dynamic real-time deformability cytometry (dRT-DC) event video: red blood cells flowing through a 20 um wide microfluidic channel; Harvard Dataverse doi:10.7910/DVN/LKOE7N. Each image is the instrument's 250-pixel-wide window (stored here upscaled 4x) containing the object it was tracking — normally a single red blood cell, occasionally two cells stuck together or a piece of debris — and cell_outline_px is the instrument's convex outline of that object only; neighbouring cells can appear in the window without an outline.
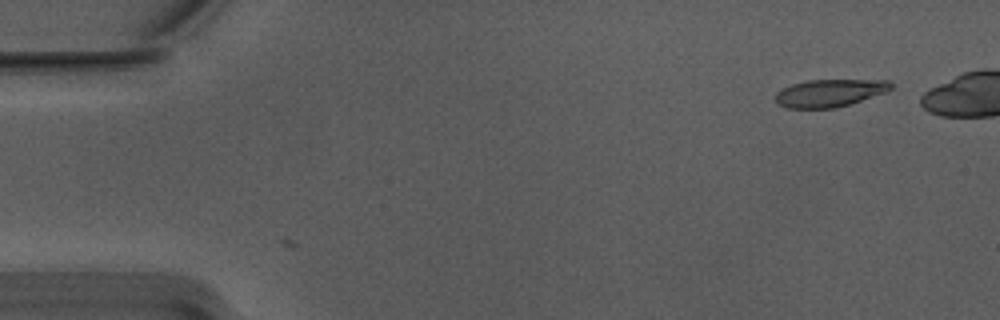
{"species": "Egyptian fruit bat (a non-hibernating species)", "species_latin": "Rousettus aegyptiacus", "temperature_condition": "warm", "stored_images_in_passage": 2, "camera_frame_rate_fps": 3000, "um_per_image_px": 0.085, "animal": {"sex": "male"}, "frame": {"image": 1, "passage_image": 2, "time_ms": 0.333, "image_size_px": [1000, 320], "cell_outline_px": [[892, 88], [884, 92], [836, 108], [788, 108], [776, 104], [776, 92], [792, 84], [808, 80], [888, 80], [892, 84]], "centroid_in_image_um": [70.48, 7.9], "position_along_channel_um": 14.5, "area_um2": 18.26}}